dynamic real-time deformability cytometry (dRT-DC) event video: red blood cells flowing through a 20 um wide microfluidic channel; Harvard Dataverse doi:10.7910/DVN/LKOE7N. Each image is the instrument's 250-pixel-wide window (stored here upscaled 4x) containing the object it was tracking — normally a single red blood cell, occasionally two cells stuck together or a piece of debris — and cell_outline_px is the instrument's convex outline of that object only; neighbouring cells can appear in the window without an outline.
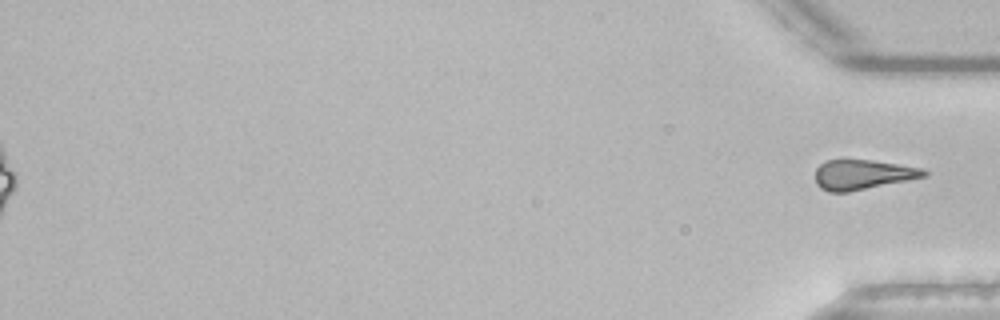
{"species": "common noctule bat (a hibernating species)", "species_latin": "Nyctalus noctula", "temperature_condition": "room temperature", "stored_images_in_passage": 48, "segment_of_instrument_passage": [2, 2], "camera_frame_rate_fps": 3000, "um_per_image_px": 0.085, "animal": {"sex": "male", "body_mass_g": 21.5, "forearm_length_mm": 52.0}, "frame": {"image": 1, "passage_image": 48, "time_ms": 15.667, "image_size_px": [1000, 320], "cell_outline_px": [[928, 176], [848, 192], [828, 192], [820, 188], [816, 184], [816, 168], [820, 164], [828, 160], [872, 160], [920, 168], [928, 172]], "centroid_in_image_um": [73.3, 14.85], "position_along_channel_um": 361.9, "area_um2": 18.73}}